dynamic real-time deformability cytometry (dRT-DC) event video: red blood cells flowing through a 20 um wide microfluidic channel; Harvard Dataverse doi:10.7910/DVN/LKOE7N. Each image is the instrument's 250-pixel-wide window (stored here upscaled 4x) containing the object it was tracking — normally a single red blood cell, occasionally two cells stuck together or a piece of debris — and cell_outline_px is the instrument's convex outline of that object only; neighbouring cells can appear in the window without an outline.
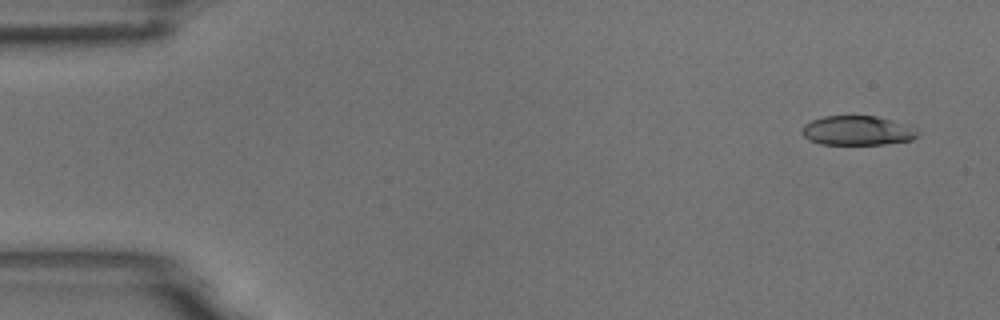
{"species": "common noctule bat (a hibernating species)", "species_latin": "Nyctalus noctula", "temperature_condition": "room temperature", "stored_images_in_passage": 52, "camera_frame_rate_fps": 3000, "um_per_image_px": 0.085, "animal": {"sex": "male", "body_mass_g": 18.8}, "frame": {"image": 1, "passage_image": 1, "time_ms": 0.0, "image_size_px": [1000, 320], "cell_outline_px": [[916, 136], [912, 140], [884, 144], [820, 144], [808, 140], [800, 132], [804, 124], [812, 120], [824, 116], [876, 116], [892, 120], [916, 132]], "centroid_in_image_um": [72.75, 11.1], "position_along_channel_um": 12.2, "area_um2": 19.42}}
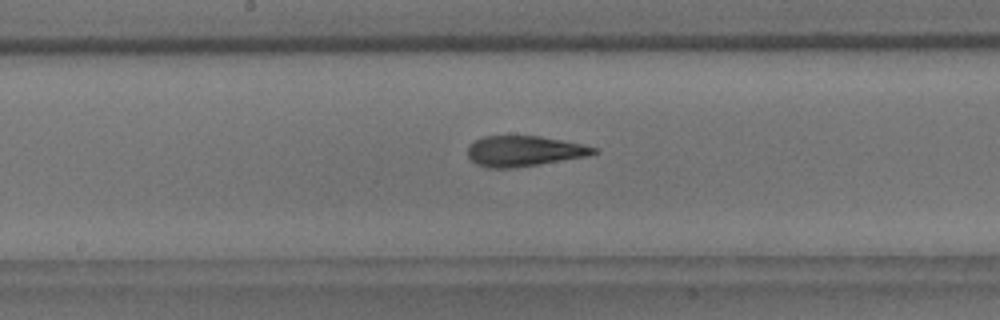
{"frame": {"image": 2, "passage_image": 26, "time_ms": 8.333, "image_size_px": [1000, 320], "cell_outline_px": [[600, 152], [588, 156], [540, 164], [512, 168], [488, 168], [476, 164], [468, 156], [468, 144], [484, 136], [540, 136], [600, 148]], "centroid_in_image_um": [44.56, 12.85], "position_along_channel_um": 203.6, "area_um2": 22.43}}
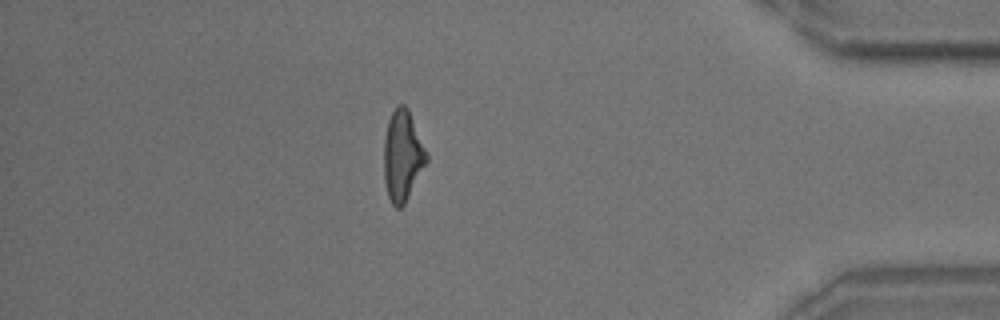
{"frame": {"image": 3, "passage_image": 45, "time_ms": 14.667, "image_size_px": [1000, 320], "cell_outline_px": [[428, 160], [404, 204], [400, 208], [396, 208], [392, 204], [388, 196], [384, 180], [384, 140], [388, 120], [392, 112], [400, 104], [404, 104], [408, 108], [428, 156]], "centroid_in_image_um": [34.2, 13.25], "position_along_channel_um": 401.0, "area_um2": 22.2}, "authors_computed_cell_mechanics": {"area_um2": 22.3108, "velocity_mm_per_s": 3.7379, "shape_relaxation_time_tau1_ms": 4.0314, "shape_relaxation_time_tau2_ms": 1.9304, "deformation_change_tau1": 0.1882, "deformation_change_tau2": 0.1267}}